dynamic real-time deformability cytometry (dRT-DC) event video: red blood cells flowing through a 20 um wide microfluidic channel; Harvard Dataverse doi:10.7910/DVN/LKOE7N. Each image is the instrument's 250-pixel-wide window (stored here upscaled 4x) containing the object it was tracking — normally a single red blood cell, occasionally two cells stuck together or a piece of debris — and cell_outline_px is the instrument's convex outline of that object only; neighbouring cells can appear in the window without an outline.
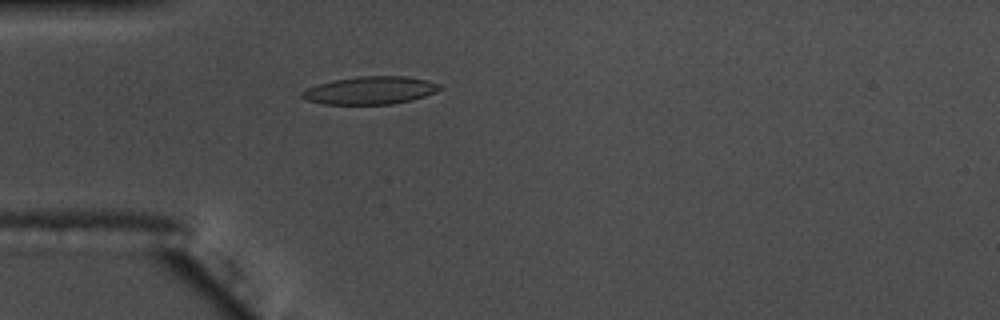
{"species": "common noctule bat (a hibernating species)", "species_latin": "Nyctalus noctula", "temperature_condition": "warm", "stored_images_in_passage": 47, "camera_frame_rate_fps": 3000, "um_per_image_px": 0.085, "animal": {"sex": "male", "body_mass_g": 17.5, "forearm_length_mm": 52.3}, "frame": {"image": 1, "passage_image": 8, "time_ms": 2.333, "image_size_px": [1000, 320], "cell_outline_px": [[444, 88], [424, 96], [412, 100], [392, 104], [324, 104], [308, 100], [300, 96], [300, 92], [308, 88], [320, 84], [336, 80], [360, 76], [404, 76], [428, 80], [444, 84]], "centroid_in_image_um": [31.54, 7.68], "position_along_channel_um": 53.5, "area_um2": 22.25}, "authors_computed_cell_mechanics": {"area_um2": 21.9062, "velocity_mm_per_s": 3.6677, "shape_relaxation_time_tau1_ms": null, "shape_relaxation_time_tau2_ms": 2.173, "deformation_change_tau1": null, "deformation_change_tau2": 0.102}}